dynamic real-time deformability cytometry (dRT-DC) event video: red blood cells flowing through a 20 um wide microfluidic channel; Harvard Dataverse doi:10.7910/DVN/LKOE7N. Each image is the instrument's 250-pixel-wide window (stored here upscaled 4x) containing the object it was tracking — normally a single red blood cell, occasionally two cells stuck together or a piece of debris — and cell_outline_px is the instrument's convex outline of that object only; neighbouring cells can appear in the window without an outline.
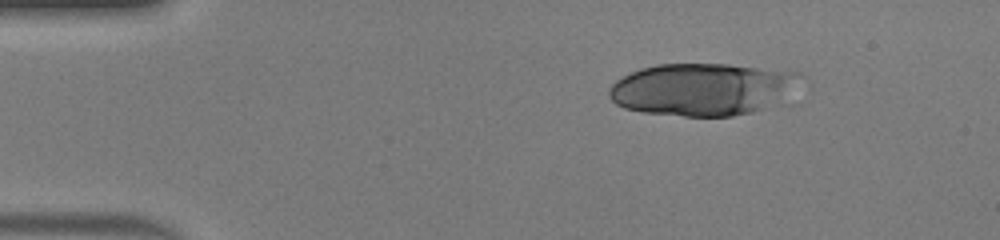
{"species": "human", "species_latin": "Homo sapiens", "temperature_condition": "warm", "stored_images_in_passage": 15, "camera_frame_rate_fps": 3000, "um_per_image_px": 0.085, "donor": {"sex": "male"}, "frame": {"image": 1, "passage_image": 7, "time_ms": 2.0, "image_size_px": [1000, 240], "cell_outline_px": [[812, 88], [752, 112], [732, 116], [684, 116], [640, 112], [624, 108], [616, 104], [608, 96], [608, 88], [616, 80], [640, 68], [656, 64], [728, 64], [804, 72]], "centroid_in_image_um": [59.93, 7.57], "position_along_channel_um": 25.1, "area_um2": 60.34}}